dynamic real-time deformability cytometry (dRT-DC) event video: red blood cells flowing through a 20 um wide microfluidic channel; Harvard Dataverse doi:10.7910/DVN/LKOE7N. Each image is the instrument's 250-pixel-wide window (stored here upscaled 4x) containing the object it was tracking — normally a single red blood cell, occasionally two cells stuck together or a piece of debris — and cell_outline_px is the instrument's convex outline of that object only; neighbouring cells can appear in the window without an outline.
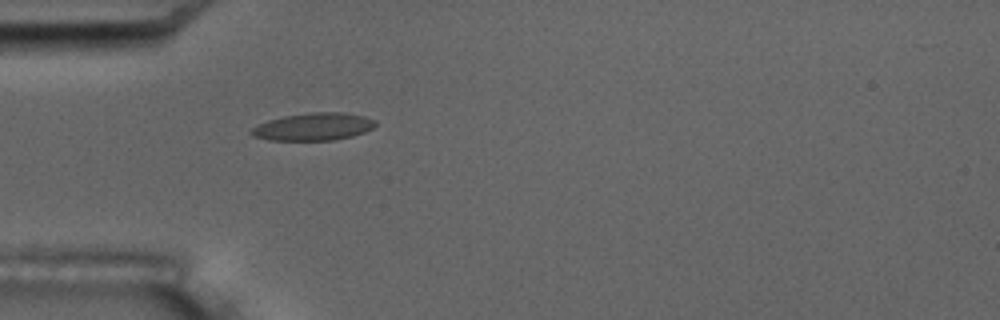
{"species": "common noctule bat (a hibernating species)", "species_latin": "Nyctalus noctula", "temperature_condition": "room temperature", "stored_images_in_passage": 4, "camera_frame_rate_fps": 3000, "um_per_image_px": 0.085, "animal": {"sex": "male", "body_mass_g": 17.5, "forearm_length_mm": 52.3}, "frame": {"image": 1, "passage_image": 4, "time_ms": 4.333, "image_size_px": [1000, 320], "cell_outline_px": [[376, 124], [372, 128], [364, 132], [352, 136], [332, 140], [268, 140], [252, 136], [248, 132], [252, 128], [268, 120], [284, 116], [312, 112], [344, 112], [364, 116], [376, 120]], "centroid_in_image_um": [26.64, 10.77], "position_along_channel_um": 58.4, "area_um2": 19.88}}